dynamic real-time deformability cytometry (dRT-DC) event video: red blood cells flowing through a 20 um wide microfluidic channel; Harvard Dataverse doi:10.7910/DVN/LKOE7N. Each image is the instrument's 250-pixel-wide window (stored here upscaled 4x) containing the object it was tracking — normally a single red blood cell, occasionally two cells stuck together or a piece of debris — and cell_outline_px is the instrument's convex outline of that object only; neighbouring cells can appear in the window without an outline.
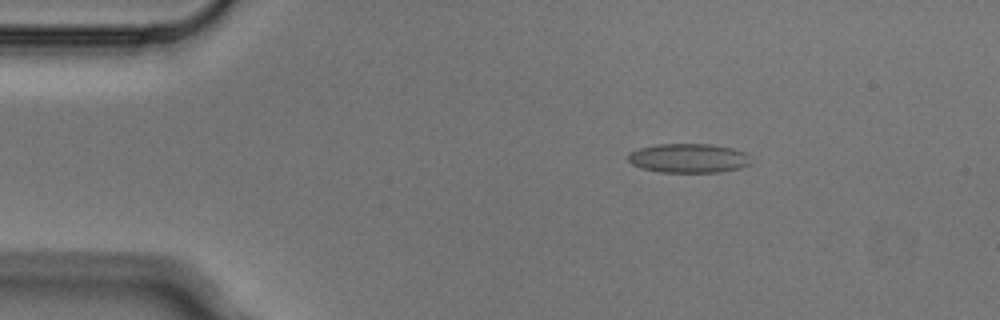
{"species": "Egyptian fruit bat (a non-hibernating species)", "species_latin": "Rousettus aegyptiacus", "temperature_condition": "cold", "stored_images_in_passage": 5, "camera_frame_rate_fps": 3000, "um_per_image_px": 0.085, "animal": {"sex": "male"}, "frame": {"image": 1, "passage_image": 3, "time_ms": 0.667, "image_size_px": [1000, 320], "cell_outline_px": [[752, 164], [740, 168], [720, 172], [660, 172], [640, 168], [632, 164], [628, 160], [628, 152], [640, 148], [656, 144], [712, 144], [732, 148], [744, 152], [748, 156]], "centroid_in_image_um": [58.52, 13.45], "position_along_channel_um": 26.5, "area_um2": 21.04}}
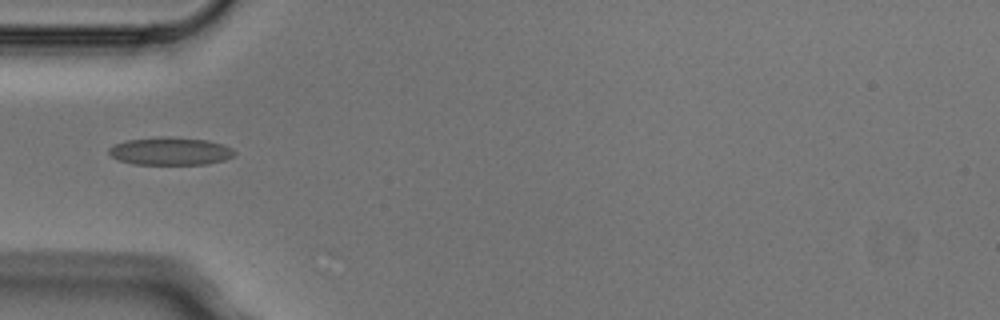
{"frame": {"image": 2, "passage_image": 5, "time_ms": 1.333, "image_size_px": [1000, 320], "cell_outline_px": [[236, 152], [232, 156], [224, 160], [208, 164], [132, 164], [116, 160], [108, 152], [108, 148], [112, 144], [128, 140], [160, 136], [208, 140], [224, 144], [232, 148]], "centroid_in_image_um": [14.45, 12.85], "position_along_channel_um": 70.6, "area_um2": 20.52}}